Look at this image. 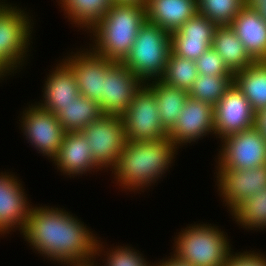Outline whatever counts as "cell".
I'll return each instance as SVG.
<instances>
[{
	"mask_svg": "<svg viewBox=\"0 0 266 266\" xmlns=\"http://www.w3.org/2000/svg\"><path fill=\"white\" fill-rule=\"evenodd\" d=\"M64 208L32 205L21 235L35 253L60 264L94 258L98 238Z\"/></svg>",
	"mask_w": 266,
	"mask_h": 266,
	"instance_id": "1",
	"label": "cell"
},
{
	"mask_svg": "<svg viewBox=\"0 0 266 266\" xmlns=\"http://www.w3.org/2000/svg\"><path fill=\"white\" fill-rule=\"evenodd\" d=\"M177 150L168 137L154 141L127 140L117 165L111 170L116 185L124 191L144 192L172 167Z\"/></svg>",
	"mask_w": 266,
	"mask_h": 266,
	"instance_id": "2",
	"label": "cell"
},
{
	"mask_svg": "<svg viewBox=\"0 0 266 266\" xmlns=\"http://www.w3.org/2000/svg\"><path fill=\"white\" fill-rule=\"evenodd\" d=\"M145 22L144 3L113 2L102 19L86 32L93 38L89 48L111 61L123 62Z\"/></svg>",
	"mask_w": 266,
	"mask_h": 266,
	"instance_id": "3",
	"label": "cell"
},
{
	"mask_svg": "<svg viewBox=\"0 0 266 266\" xmlns=\"http://www.w3.org/2000/svg\"><path fill=\"white\" fill-rule=\"evenodd\" d=\"M218 227L195 223L181 229L174 237L171 255L192 266H224L233 249L227 233Z\"/></svg>",
	"mask_w": 266,
	"mask_h": 266,
	"instance_id": "4",
	"label": "cell"
},
{
	"mask_svg": "<svg viewBox=\"0 0 266 266\" xmlns=\"http://www.w3.org/2000/svg\"><path fill=\"white\" fill-rule=\"evenodd\" d=\"M171 49V34L146 20L122 63L145 84L162 77Z\"/></svg>",
	"mask_w": 266,
	"mask_h": 266,
	"instance_id": "5",
	"label": "cell"
},
{
	"mask_svg": "<svg viewBox=\"0 0 266 266\" xmlns=\"http://www.w3.org/2000/svg\"><path fill=\"white\" fill-rule=\"evenodd\" d=\"M2 1L0 0V64L14 76L17 69L21 71L30 56L27 53L33 43L30 40L34 22L28 15L29 12L7 0Z\"/></svg>",
	"mask_w": 266,
	"mask_h": 266,
	"instance_id": "6",
	"label": "cell"
},
{
	"mask_svg": "<svg viewBox=\"0 0 266 266\" xmlns=\"http://www.w3.org/2000/svg\"><path fill=\"white\" fill-rule=\"evenodd\" d=\"M81 132L90 146L95 163L103 170H112L119 159L127 138L118 115L102 114ZM109 168V169H108Z\"/></svg>",
	"mask_w": 266,
	"mask_h": 266,
	"instance_id": "7",
	"label": "cell"
},
{
	"mask_svg": "<svg viewBox=\"0 0 266 266\" xmlns=\"http://www.w3.org/2000/svg\"><path fill=\"white\" fill-rule=\"evenodd\" d=\"M218 151L217 169L255 168L266 164V138L254 125L226 136Z\"/></svg>",
	"mask_w": 266,
	"mask_h": 266,
	"instance_id": "8",
	"label": "cell"
},
{
	"mask_svg": "<svg viewBox=\"0 0 266 266\" xmlns=\"http://www.w3.org/2000/svg\"><path fill=\"white\" fill-rule=\"evenodd\" d=\"M120 117L127 140L154 141L168 137L159 118L155 95L145 84Z\"/></svg>",
	"mask_w": 266,
	"mask_h": 266,
	"instance_id": "9",
	"label": "cell"
},
{
	"mask_svg": "<svg viewBox=\"0 0 266 266\" xmlns=\"http://www.w3.org/2000/svg\"><path fill=\"white\" fill-rule=\"evenodd\" d=\"M34 103L20 114L21 131L29 145L52 161L61 148L66 131L54 113Z\"/></svg>",
	"mask_w": 266,
	"mask_h": 266,
	"instance_id": "10",
	"label": "cell"
},
{
	"mask_svg": "<svg viewBox=\"0 0 266 266\" xmlns=\"http://www.w3.org/2000/svg\"><path fill=\"white\" fill-rule=\"evenodd\" d=\"M68 55L62 60L72 70L79 94L100 103L103 100L105 75L115 61L96 54L88 47Z\"/></svg>",
	"mask_w": 266,
	"mask_h": 266,
	"instance_id": "11",
	"label": "cell"
},
{
	"mask_svg": "<svg viewBox=\"0 0 266 266\" xmlns=\"http://www.w3.org/2000/svg\"><path fill=\"white\" fill-rule=\"evenodd\" d=\"M215 171L218 195L222 197V202L230 212L239 203L266 188V164L255 168L216 169Z\"/></svg>",
	"mask_w": 266,
	"mask_h": 266,
	"instance_id": "12",
	"label": "cell"
},
{
	"mask_svg": "<svg viewBox=\"0 0 266 266\" xmlns=\"http://www.w3.org/2000/svg\"><path fill=\"white\" fill-rule=\"evenodd\" d=\"M213 109L215 136L220 140L255 125L256 113L234 83Z\"/></svg>",
	"mask_w": 266,
	"mask_h": 266,
	"instance_id": "13",
	"label": "cell"
},
{
	"mask_svg": "<svg viewBox=\"0 0 266 266\" xmlns=\"http://www.w3.org/2000/svg\"><path fill=\"white\" fill-rule=\"evenodd\" d=\"M208 134L215 136L213 106L188 97L175 125L168 131V138L179 149Z\"/></svg>",
	"mask_w": 266,
	"mask_h": 266,
	"instance_id": "14",
	"label": "cell"
},
{
	"mask_svg": "<svg viewBox=\"0 0 266 266\" xmlns=\"http://www.w3.org/2000/svg\"><path fill=\"white\" fill-rule=\"evenodd\" d=\"M23 188L15 174L0 172V236L25 228L32 204Z\"/></svg>",
	"mask_w": 266,
	"mask_h": 266,
	"instance_id": "15",
	"label": "cell"
},
{
	"mask_svg": "<svg viewBox=\"0 0 266 266\" xmlns=\"http://www.w3.org/2000/svg\"><path fill=\"white\" fill-rule=\"evenodd\" d=\"M143 85L122 62H115L105 75L103 100L99 103L103 114L121 116Z\"/></svg>",
	"mask_w": 266,
	"mask_h": 266,
	"instance_id": "16",
	"label": "cell"
},
{
	"mask_svg": "<svg viewBox=\"0 0 266 266\" xmlns=\"http://www.w3.org/2000/svg\"><path fill=\"white\" fill-rule=\"evenodd\" d=\"M217 27L210 19L196 13L171 33V51L179 57L196 61L211 48Z\"/></svg>",
	"mask_w": 266,
	"mask_h": 266,
	"instance_id": "17",
	"label": "cell"
},
{
	"mask_svg": "<svg viewBox=\"0 0 266 266\" xmlns=\"http://www.w3.org/2000/svg\"><path fill=\"white\" fill-rule=\"evenodd\" d=\"M54 166L63 175L70 178L94 173L102 169L95 163L86 138L81 131H70L64 134V138L57 155L52 159Z\"/></svg>",
	"mask_w": 266,
	"mask_h": 266,
	"instance_id": "18",
	"label": "cell"
},
{
	"mask_svg": "<svg viewBox=\"0 0 266 266\" xmlns=\"http://www.w3.org/2000/svg\"><path fill=\"white\" fill-rule=\"evenodd\" d=\"M50 72L45 79V84H43V100L40 99L41 102L38 101L36 104L56 114L80 94L75 76L63 60L57 63Z\"/></svg>",
	"mask_w": 266,
	"mask_h": 266,
	"instance_id": "19",
	"label": "cell"
},
{
	"mask_svg": "<svg viewBox=\"0 0 266 266\" xmlns=\"http://www.w3.org/2000/svg\"><path fill=\"white\" fill-rule=\"evenodd\" d=\"M229 26L255 61H266V22L251 5L239 11Z\"/></svg>",
	"mask_w": 266,
	"mask_h": 266,
	"instance_id": "20",
	"label": "cell"
},
{
	"mask_svg": "<svg viewBox=\"0 0 266 266\" xmlns=\"http://www.w3.org/2000/svg\"><path fill=\"white\" fill-rule=\"evenodd\" d=\"M146 20L170 34L197 13V0H146Z\"/></svg>",
	"mask_w": 266,
	"mask_h": 266,
	"instance_id": "21",
	"label": "cell"
},
{
	"mask_svg": "<svg viewBox=\"0 0 266 266\" xmlns=\"http://www.w3.org/2000/svg\"><path fill=\"white\" fill-rule=\"evenodd\" d=\"M211 47L233 74L255 62L230 26H218L215 29Z\"/></svg>",
	"mask_w": 266,
	"mask_h": 266,
	"instance_id": "22",
	"label": "cell"
},
{
	"mask_svg": "<svg viewBox=\"0 0 266 266\" xmlns=\"http://www.w3.org/2000/svg\"><path fill=\"white\" fill-rule=\"evenodd\" d=\"M233 83L243 93L255 113L266 108V61H255L234 73Z\"/></svg>",
	"mask_w": 266,
	"mask_h": 266,
	"instance_id": "23",
	"label": "cell"
},
{
	"mask_svg": "<svg viewBox=\"0 0 266 266\" xmlns=\"http://www.w3.org/2000/svg\"><path fill=\"white\" fill-rule=\"evenodd\" d=\"M145 85L154 93L162 126L169 131L189 97L188 91L169 86L160 80H153Z\"/></svg>",
	"mask_w": 266,
	"mask_h": 266,
	"instance_id": "24",
	"label": "cell"
},
{
	"mask_svg": "<svg viewBox=\"0 0 266 266\" xmlns=\"http://www.w3.org/2000/svg\"><path fill=\"white\" fill-rule=\"evenodd\" d=\"M57 3L69 22L88 31L102 19L113 0H58Z\"/></svg>",
	"mask_w": 266,
	"mask_h": 266,
	"instance_id": "25",
	"label": "cell"
},
{
	"mask_svg": "<svg viewBox=\"0 0 266 266\" xmlns=\"http://www.w3.org/2000/svg\"><path fill=\"white\" fill-rule=\"evenodd\" d=\"M103 112L99 103L79 95L74 101L62 107L55 115L66 132L81 131L97 120Z\"/></svg>",
	"mask_w": 266,
	"mask_h": 266,
	"instance_id": "26",
	"label": "cell"
},
{
	"mask_svg": "<svg viewBox=\"0 0 266 266\" xmlns=\"http://www.w3.org/2000/svg\"><path fill=\"white\" fill-rule=\"evenodd\" d=\"M230 215L240 228L265 230L266 228V188L239 203Z\"/></svg>",
	"mask_w": 266,
	"mask_h": 266,
	"instance_id": "27",
	"label": "cell"
},
{
	"mask_svg": "<svg viewBox=\"0 0 266 266\" xmlns=\"http://www.w3.org/2000/svg\"><path fill=\"white\" fill-rule=\"evenodd\" d=\"M198 75L194 60L179 57L171 51L159 80L169 86L189 91Z\"/></svg>",
	"mask_w": 266,
	"mask_h": 266,
	"instance_id": "28",
	"label": "cell"
},
{
	"mask_svg": "<svg viewBox=\"0 0 266 266\" xmlns=\"http://www.w3.org/2000/svg\"><path fill=\"white\" fill-rule=\"evenodd\" d=\"M232 84L233 76L199 74L188 91V95L193 99L207 102L214 107Z\"/></svg>",
	"mask_w": 266,
	"mask_h": 266,
	"instance_id": "29",
	"label": "cell"
},
{
	"mask_svg": "<svg viewBox=\"0 0 266 266\" xmlns=\"http://www.w3.org/2000/svg\"><path fill=\"white\" fill-rule=\"evenodd\" d=\"M246 5V0H197V13L217 26H229Z\"/></svg>",
	"mask_w": 266,
	"mask_h": 266,
	"instance_id": "30",
	"label": "cell"
},
{
	"mask_svg": "<svg viewBox=\"0 0 266 266\" xmlns=\"http://www.w3.org/2000/svg\"><path fill=\"white\" fill-rule=\"evenodd\" d=\"M104 247L105 245L103 246L101 239L98 240L94 257L98 258V256H101L102 258V255L105 256L102 259L104 265L101 266H154L155 264L147 262L143 254L139 250L132 248V246H124L123 244V246L111 247L107 251H105Z\"/></svg>",
	"mask_w": 266,
	"mask_h": 266,
	"instance_id": "31",
	"label": "cell"
},
{
	"mask_svg": "<svg viewBox=\"0 0 266 266\" xmlns=\"http://www.w3.org/2000/svg\"><path fill=\"white\" fill-rule=\"evenodd\" d=\"M198 74L211 76H234L227 68L223 59L211 47L205 51L196 61Z\"/></svg>",
	"mask_w": 266,
	"mask_h": 266,
	"instance_id": "32",
	"label": "cell"
},
{
	"mask_svg": "<svg viewBox=\"0 0 266 266\" xmlns=\"http://www.w3.org/2000/svg\"><path fill=\"white\" fill-rule=\"evenodd\" d=\"M224 266H266V255L262 252H232Z\"/></svg>",
	"mask_w": 266,
	"mask_h": 266,
	"instance_id": "33",
	"label": "cell"
},
{
	"mask_svg": "<svg viewBox=\"0 0 266 266\" xmlns=\"http://www.w3.org/2000/svg\"><path fill=\"white\" fill-rule=\"evenodd\" d=\"M255 126L266 138V108L256 113Z\"/></svg>",
	"mask_w": 266,
	"mask_h": 266,
	"instance_id": "34",
	"label": "cell"
},
{
	"mask_svg": "<svg viewBox=\"0 0 266 266\" xmlns=\"http://www.w3.org/2000/svg\"><path fill=\"white\" fill-rule=\"evenodd\" d=\"M154 263V266H192L190 264L180 262L173 255L169 256L168 258L166 257L165 259L163 258L157 263L155 261Z\"/></svg>",
	"mask_w": 266,
	"mask_h": 266,
	"instance_id": "35",
	"label": "cell"
},
{
	"mask_svg": "<svg viewBox=\"0 0 266 266\" xmlns=\"http://www.w3.org/2000/svg\"><path fill=\"white\" fill-rule=\"evenodd\" d=\"M247 4L251 5L266 22V0H250Z\"/></svg>",
	"mask_w": 266,
	"mask_h": 266,
	"instance_id": "36",
	"label": "cell"
},
{
	"mask_svg": "<svg viewBox=\"0 0 266 266\" xmlns=\"http://www.w3.org/2000/svg\"><path fill=\"white\" fill-rule=\"evenodd\" d=\"M95 260V261H94ZM96 261V257L90 259V260H85V261H74V262H64V263H60L58 265H63V266H99L97 265ZM96 264V265H95Z\"/></svg>",
	"mask_w": 266,
	"mask_h": 266,
	"instance_id": "37",
	"label": "cell"
},
{
	"mask_svg": "<svg viewBox=\"0 0 266 266\" xmlns=\"http://www.w3.org/2000/svg\"><path fill=\"white\" fill-rule=\"evenodd\" d=\"M11 75L1 64H0V82L1 80H4L6 76Z\"/></svg>",
	"mask_w": 266,
	"mask_h": 266,
	"instance_id": "38",
	"label": "cell"
},
{
	"mask_svg": "<svg viewBox=\"0 0 266 266\" xmlns=\"http://www.w3.org/2000/svg\"><path fill=\"white\" fill-rule=\"evenodd\" d=\"M146 0H113V2L145 3Z\"/></svg>",
	"mask_w": 266,
	"mask_h": 266,
	"instance_id": "39",
	"label": "cell"
}]
</instances>
